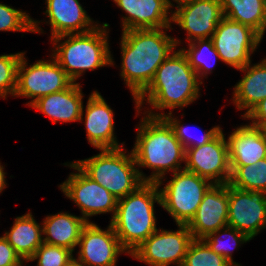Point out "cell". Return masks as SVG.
Segmentation results:
<instances>
[{"instance_id": "5b68a950", "label": "cell", "mask_w": 266, "mask_h": 266, "mask_svg": "<svg viewBox=\"0 0 266 266\" xmlns=\"http://www.w3.org/2000/svg\"><path fill=\"white\" fill-rule=\"evenodd\" d=\"M108 27V23H103L86 33L50 39L54 46L51 56L73 82L76 83L86 70L115 65L108 43Z\"/></svg>"}, {"instance_id": "ba28073f", "label": "cell", "mask_w": 266, "mask_h": 266, "mask_svg": "<svg viewBox=\"0 0 266 266\" xmlns=\"http://www.w3.org/2000/svg\"><path fill=\"white\" fill-rule=\"evenodd\" d=\"M22 54L17 70V86L13 97H26L32 100L26 103L30 106L39 98L68 88L73 81L52 57L50 60H38L28 65Z\"/></svg>"}, {"instance_id": "5bb4252c", "label": "cell", "mask_w": 266, "mask_h": 266, "mask_svg": "<svg viewBox=\"0 0 266 266\" xmlns=\"http://www.w3.org/2000/svg\"><path fill=\"white\" fill-rule=\"evenodd\" d=\"M77 259L86 266H116L119 255L128 252L121 246L111 223L107 229L88 222L78 242Z\"/></svg>"}, {"instance_id": "d590c367", "label": "cell", "mask_w": 266, "mask_h": 266, "mask_svg": "<svg viewBox=\"0 0 266 266\" xmlns=\"http://www.w3.org/2000/svg\"><path fill=\"white\" fill-rule=\"evenodd\" d=\"M2 163L0 162V193H2L3 189H5L7 186L6 183V177L5 174L6 172H4V166L1 165Z\"/></svg>"}, {"instance_id": "9a60e30c", "label": "cell", "mask_w": 266, "mask_h": 266, "mask_svg": "<svg viewBox=\"0 0 266 266\" xmlns=\"http://www.w3.org/2000/svg\"><path fill=\"white\" fill-rule=\"evenodd\" d=\"M172 12V23L186 31L188 42L211 38L224 17L219 0H190Z\"/></svg>"}, {"instance_id": "52a82bcc", "label": "cell", "mask_w": 266, "mask_h": 266, "mask_svg": "<svg viewBox=\"0 0 266 266\" xmlns=\"http://www.w3.org/2000/svg\"><path fill=\"white\" fill-rule=\"evenodd\" d=\"M172 177L162 189L159 188L161 207L173 217L176 225H187L213 183L185 169L176 171Z\"/></svg>"}, {"instance_id": "44dd1931", "label": "cell", "mask_w": 266, "mask_h": 266, "mask_svg": "<svg viewBox=\"0 0 266 266\" xmlns=\"http://www.w3.org/2000/svg\"><path fill=\"white\" fill-rule=\"evenodd\" d=\"M230 166H246L266 158V137L254 125H241L227 139Z\"/></svg>"}, {"instance_id": "d4e9b609", "label": "cell", "mask_w": 266, "mask_h": 266, "mask_svg": "<svg viewBox=\"0 0 266 266\" xmlns=\"http://www.w3.org/2000/svg\"><path fill=\"white\" fill-rule=\"evenodd\" d=\"M224 17L255 30L262 38L266 30V0H219Z\"/></svg>"}, {"instance_id": "e0dca14e", "label": "cell", "mask_w": 266, "mask_h": 266, "mask_svg": "<svg viewBox=\"0 0 266 266\" xmlns=\"http://www.w3.org/2000/svg\"><path fill=\"white\" fill-rule=\"evenodd\" d=\"M228 225V183L213 184L204 194L194 217L187 224L193 239H203L209 233Z\"/></svg>"}, {"instance_id": "7402d4cb", "label": "cell", "mask_w": 266, "mask_h": 266, "mask_svg": "<svg viewBox=\"0 0 266 266\" xmlns=\"http://www.w3.org/2000/svg\"><path fill=\"white\" fill-rule=\"evenodd\" d=\"M243 71L245 74L234 86L232 100L239 110H246L244 118L257 104L266 98V58L260 63H248Z\"/></svg>"}, {"instance_id": "484cf974", "label": "cell", "mask_w": 266, "mask_h": 266, "mask_svg": "<svg viewBox=\"0 0 266 266\" xmlns=\"http://www.w3.org/2000/svg\"><path fill=\"white\" fill-rule=\"evenodd\" d=\"M187 43L189 48H181V50L187 56L190 66L196 72L198 79L202 82L204 77L212 73V65L214 66L216 64L214 62L212 63V61L215 60L216 62L217 59L221 61V58L214 48L211 38L198 39ZM208 59L211 60L208 62Z\"/></svg>"}, {"instance_id": "836d02e7", "label": "cell", "mask_w": 266, "mask_h": 266, "mask_svg": "<svg viewBox=\"0 0 266 266\" xmlns=\"http://www.w3.org/2000/svg\"><path fill=\"white\" fill-rule=\"evenodd\" d=\"M25 263L8 243L4 236L0 237V266H20Z\"/></svg>"}, {"instance_id": "f1b7e54d", "label": "cell", "mask_w": 266, "mask_h": 266, "mask_svg": "<svg viewBox=\"0 0 266 266\" xmlns=\"http://www.w3.org/2000/svg\"><path fill=\"white\" fill-rule=\"evenodd\" d=\"M149 109H147L148 111L146 112L144 111L143 114H146L147 116H151V117H163L172 127L175 136L181 142L185 150L191 147H198V146L208 143L222 130L220 126H214L212 127V129L208 130L207 132L205 131V133L202 134L201 137H198V136L194 137L191 135L192 133L190 134L189 132L191 128L184 126V124H181V120L180 119L178 120V117L176 118L173 115L172 111H169V113L166 114L164 112L156 113L151 108ZM197 128L199 129L200 127H197ZM195 130L196 129H194V132Z\"/></svg>"}, {"instance_id": "1f68e13d", "label": "cell", "mask_w": 266, "mask_h": 266, "mask_svg": "<svg viewBox=\"0 0 266 266\" xmlns=\"http://www.w3.org/2000/svg\"><path fill=\"white\" fill-rule=\"evenodd\" d=\"M23 53L0 55V97L3 99L9 95L14 96L18 65Z\"/></svg>"}, {"instance_id": "d6986e66", "label": "cell", "mask_w": 266, "mask_h": 266, "mask_svg": "<svg viewBox=\"0 0 266 266\" xmlns=\"http://www.w3.org/2000/svg\"><path fill=\"white\" fill-rule=\"evenodd\" d=\"M113 2L126 12V16L121 19L122 31L172 28V10L164 0H113Z\"/></svg>"}, {"instance_id": "83f0119b", "label": "cell", "mask_w": 266, "mask_h": 266, "mask_svg": "<svg viewBox=\"0 0 266 266\" xmlns=\"http://www.w3.org/2000/svg\"><path fill=\"white\" fill-rule=\"evenodd\" d=\"M224 236H228L227 238H229L231 243L234 245V248L236 249L239 248L241 244L247 243L251 239L246 234L229 225L222 227L215 232L209 233L203 238V240L216 254L223 256L233 266H241L239 263L233 261V247H231V244H229L230 242H228V240L223 241L222 239H220V237Z\"/></svg>"}, {"instance_id": "277c9868", "label": "cell", "mask_w": 266, "mask_h": 266, "mask_svg": "<svg viewBox=\"0 0 266 266\" xmlns=\"http://www.w3.org/2000/svg\"><path fill=\"white\" fill-rule=\"evenodd\" d=\"M161 206L157 183L144 182L134 192L118 200L111 225L121 246L130 255L156 230L154 203Z\"/></svg>"}, {"instance_id": "d6a6232c", "label": "cell", "mask_w": 266, "mask_h": 266, "mask_svg": "<svg viewBox=\"0 0 266 266\" xmlns=\"http://www.w3.org/2000/svg\"><path fill=\"white\" fill-rule=\"evenodd\" d=\"M73 257L71 250L43 242L29 261L37 260V266H66Z\"/></svg>"}, {"instance_id": "4dcf8cb0", "label": "cell", "mask_w": 266, "mask_h": 266, "mask_svg": "<svg viewBox=\"0 0 266 266\" xmlns=\"http://www.w3.org/2000/svg\"><path fill=\"white\" fill-rule=\"evenodd\" d=\"M182 266H233L216 254L203 239H193L187 249Z\"/></svg>"}, {"instance_id": "f35d334b", "label": "cell", "mask_w": 266, "mask_h": 266, "mask_svg": "<svg viewBox=\"0 0 266 266\" xmlns=\"http://www.w3.org/2000/svg\"><path fill=\"white\" fill-rule=\"evenodd\" d=\"M263 135L266 137V119L258 126Z\"/></svg>"}, {"instance_id": "8d00e7d4", "label": "cell", "mask_w": 266, "mask_h": 266, "mask_svg": "<svg viewBox=\"0 0 266 266\" xmlns=\"http://www.w3.org/2000/svg\"><path fill=\"white\" fill-rule=\"evenodd\" d=\"M166 5L169 7V8H172L174 6L178 7V6H181L183 4H186L188 3L190 0H172L173 2L175 1V3H177V5L173 4L172 1L170 0H164Z\"/></svg>"}, {"instance_id": "e575fe53", "label": "cell", "mask_w": 266, "mask_h": 266, "mask_svg": "<svg viewBox=\"0 0 266 266\" xmlns=\"http://www.w3.org/2000/svg\"><path fill=\"white\" fill-rule=\"evenodd\" d=\"M250 119L251 125L259 126L266 119V98L257 104L245 117Z\"/></svg>"}, {"instance_id": "ac0fdd59", "label": "cell", "mask_w": 266, "mask_h": 266, "mask_svg": "<svg viewBox=\"0 0 266 266\" xmlns=\"http://www.w3.org/2000/svg\"><path fill=\"white\" fill-rule=\"evenodd\" d=\"M45 14L49 18L50 39L68 34H80L93 30L98 21L90 18L79 0H45Z\"/></svg>"}, {"instance_id": "9c48e42d", "label": "cell", "mask_w": 266, "mask_h": 266, "mask_svg": "<svg viewBox=\"0 0 266 266\" xmlns=\"http://www.w3.org/2000/svg\"><path fill=\"white\" fill-rule=\"evenodd\" d=\"M211 39L221 61L240 70L252 62L251 55L263 38L252 28L223 17Z\"/></svg>"}, {"instance_id": "74e56055", "label": "cell", "mask_w": 266, "mask_h": 266, "mask_svg": "<svg viewBox=\"0 0 266 266\" xmlns=\"http://www.w3.org/2000/svg\"><path fill=\"white\" fill-rule=\"evenodd\" d=\"M66 266H86L83 262L78 260L77 258H72Z\"/></svg>"}, {"instance_id": "4316f807", "label": "cell", "mask_w": 266, "mask_h": 266, "mask_svg": "<svg viewBox=\"0 0 266 266\" xmlns=\"http://www.w3.org/2000/svg\"><path fill=\"white\" fill-rule=\"evenodd\" d=\"M229 184L246 191L266 192V158L246 166H230Z\"/></svg>"}, {"instance_id": "8992f818", "label": "cell", "mask_w": 266, "mask_h": 266, "mask_svg": "<svg viewBox=\"0 0 266 266\" xmlns=\"http://www.w3.org/2000/svg\"><path fill=\"white\" fill-rule=\"evenodd\" d=\"M127 151H124V147L101 149L99 154L74 163L119 200L144 183L139 176L132 151Z\"/></svg>"}, {"instance_id": "4fadbf2b", "label": "cell", "mask_w": 266, "mask_h": 266, "mask_svg": "<svg viewBox=\"0 0 266 266\" xmlns=\"http://www.w3.org/2000/svg\"><path fill=\"white\" fill-rule=\"evenodd\" d=\"M228 225L251 240L266 228V192L246 191L228 183Z\"/></svg>"}, {"instance_id": "7c38bea8", "label": "cell", "mask_w": 266, "mask_h": 266, "mask_svg": "<svg viewBox=\"0 0 266 266\" xmlns=\"http://www.w3.org/2000/svg\"><path fill=\"white\" fill-rule=\"evenodd\" d=\"M183 169L206 178L213 184H227L231 178L228 143L221 130L208 143L185 150Z\"/></svg>"}, {"instance_id": "ffe728a7", "label": "cell", "mask_w": 266, "mask_h": 266, "mask_svg": "<svg viewBox=\"0 0 266 266\" xmlns=\"http://www.w3.org/2000/svg\"><path fill=\"white\" fill-rule=\"evenodd\" d=\"M79 82L68 88L43 96L30 105L48 116L52 123L80 121L83 109V93Z\"/></svg>"}, {"instance_id": "2e32d148", "label": "cell", "mask_w": 266, "mask_h": 266, "mask_svg": "<svg viewBox=\"0 0 266 266\" xmlns=\"http://www.w3.org/2000/svg\"><path fill=\"white\" fill-rule=\"evenodd\" d=\"M85 109L83 105L80 121L84 119L89 144L99 149V151L101 149H117L124 146V143L120 145L115 137L114 112L101 93L96 90L93 91L88 98ZM84 115L85 117L83 118Z\"/></svg>"}, {"instance_id": "3957f363", "label": "cell", "mask_w": 266, "mask_h": 266, "mask_svg": "<svg viewBox=\"0 0 266 266\" xmlns=\"http://www.w3.org/2000/svg\"><path fill=\"white\" fill-rule=\"evenodd\" d=\"M201 82L181 49L174 50L157 68L147 88L134 100L137 115L141 106L149 104L152 109L183 108L199 99Z\"/></svg>"}, {"instance_id": "6da1fadb", "label": "cell", "mask_w": 266, "mask_h": 266, "mask_svg": "<svg viewBox=\"0 0 266 266\" xmlns=\"http://www.w3.org/2000/svg\"><path fill=\"white\" fill-rule=\"evenodd\" d=\"M171 28L135 29L122 32L120 76L134 100L147 88L157 68L181 44L167 35Z\"/></svg>"}, {"instance_id": "603a6c76", "label": "cell", "mask_w": 266, "mask_h": 266, "mask_svg": "<svg viewBox=\"0 0 266 266\" xmlns=\"http://www.w3.org/2000/svg\"><path fill=\"white\" fill-rule=\"evenodd\" d=\"M87 223L82 216L68 212L47 215L42 222L43 242L75 252L81 232Z\"/></svg>"}, {"instance_id": "f546056e", "label": "cell", "mask_w": 266, "mask_h": 266, "mask_svg": "<svg viewBox=\"0 0 266 266\" xmlns=\"http://www.w3.org/2000/svg\"><path fill=\"white\" fill-rule=\"evenodd\" d=\"M39 23L25 11L0 3V31L43 33Z\"/></svg>"}, {"instance_id": "8fae6325", "label": "cell", "mask_w": 266, "mask_h": 266, "mask_svg": "<svg viewBox=\"0 0 266 266\" xmlns=\"http://www.w3.org/2000/svg\"><path fill=\"white\" fill-rule=\"evenodd\" d=\"M177 227L176 231L157 229L131 257L149 266H182L193 237L186 224H177Z\"/></svg>"}, {"instance_id": "7a4b0ae2", "label": "cell", "mask_w": 266, "mask_h": 266, "mask_svg": "<svg viewBox=\"0 0 266 266\" xmlns=\"http://www.w3.org/2000/svg\"><path fill=\"white\" fill-rule=\"evenodd\" d=\"M143 115L136 127V141L131 151L140 178L144 182L157 183L160 188L165 174L183 170L181 163L185 162V148L163 117ZM139 167L153 169L152 174L144 175Z\"/></svg>"}, {"instance_id": "30bf717a", "label": "cell", "mask_w": 266, "mask_h": 266, "mask_svg": "<svg viewBox=\"0 0 266 266\" xmlns=\"http://www.w3.org/2000/svg\"><path fill=\"white\" fill-rule=\"evenodd\" d=\"M65 166L71 167L77 173H70L68 179L58 187L65 197L74 201L79 207L82 218L90 222L89 217L110 212L112 213L111 222L116 213L118 199L106 188L88 177L74 161L65 163Z\"/></svg>"}, {"instance_id": "cb8c5ba5", "label": "cell", "mask_w": 266, "mask_h": 266, "mask_svg": "<svg viewBox=\"0 0 266 266\" xmlns=\"http://www.w3.org/2000/svg\"><path fill=\"white\" fill-rule=\"evenodd\" d=\"M3 236L26 263L43 244L42 225L36 222L31 212L16 217L10 231Z\"/></svg>"}]
</instances>
